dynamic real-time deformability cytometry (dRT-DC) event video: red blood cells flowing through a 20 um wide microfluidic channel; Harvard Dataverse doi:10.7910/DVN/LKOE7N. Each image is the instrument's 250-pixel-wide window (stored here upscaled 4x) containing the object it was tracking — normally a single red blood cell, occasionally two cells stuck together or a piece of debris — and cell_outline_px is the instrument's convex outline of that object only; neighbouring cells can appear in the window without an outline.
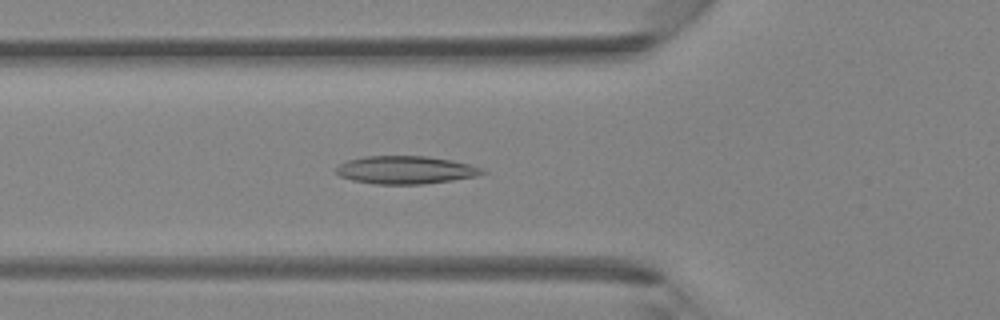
{"species": "Egyptian fruit bat (a non-hibernating species)", "species_latin": "Rousettus aegyptiacus", "temperature_condition": "room temperature", "stored_images_in_passage": 35, "camera_frame_rate_fps": 3000, "um_per_image_px": 0.085, "animal": {"sex": "female"}, "frame": {"image": 1, "passage_image": 9, "time_ms": 2.667, "image_size_px": [1000, 320], "cell_outline_px": [[488, 172], [476, 176], [452, 180], [424, 184], [376, 184], [352, 180], [340, 176], [336, 172], [336, 168], [340, 164], [348, 160], [364, 156], [428, 156], [452, 160], [484, 168]], "centroid_in_image_um": [34.5, 14.44], "position_along_channel_um": 91.3, "area_um2": 23.81}}
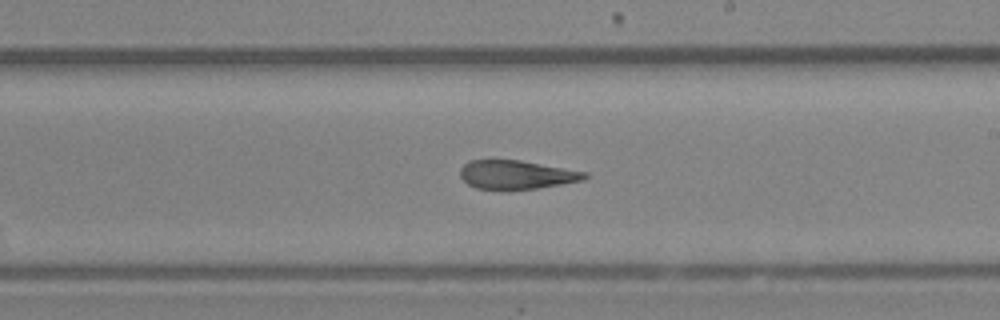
{"frame": {"image": 2, "passage_image": 19, "time_ms": 6.0, "image_size_px": [1000, 320], "cell_outline_px": [[588, 176], [584, 180], [536, 188], [508, 192], [476, 188], [468, 184], [460, 176], [460, 168], [468, 160], [520, 160], [588, 172]], "centroid_in_image_um": [43.87, 14.87], "position_along_channel_um": 245.1, "area_um2": 21.33}}
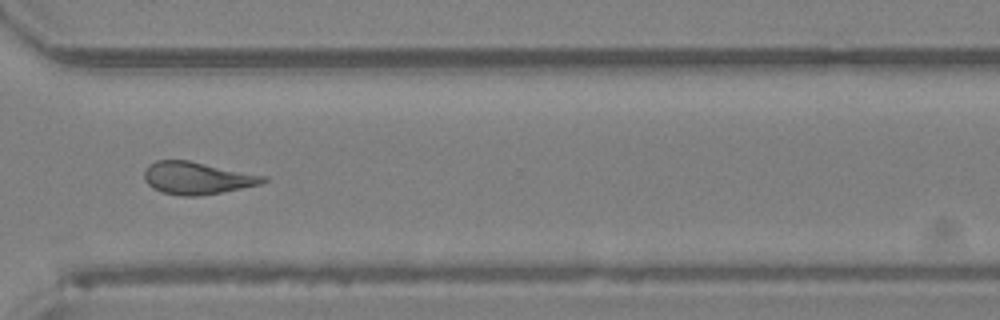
{"frame": {"image": 3, "passage_image": 26, "time_ms": 8.333, "image_size_px": [1000, 320], "cell_outline_px": [[268, 180], [260, 184], [220, 192], [196, 196], [180, 196], [160, 192], [152, 188], [144, 180], [144, 172], [148, 164], [156, 160], [188, 160], [268, 176]], "centroid_in_image_um": [16.72, 15.13], "position_along_channel_um": 353.9, "area_um2": 22.48}}